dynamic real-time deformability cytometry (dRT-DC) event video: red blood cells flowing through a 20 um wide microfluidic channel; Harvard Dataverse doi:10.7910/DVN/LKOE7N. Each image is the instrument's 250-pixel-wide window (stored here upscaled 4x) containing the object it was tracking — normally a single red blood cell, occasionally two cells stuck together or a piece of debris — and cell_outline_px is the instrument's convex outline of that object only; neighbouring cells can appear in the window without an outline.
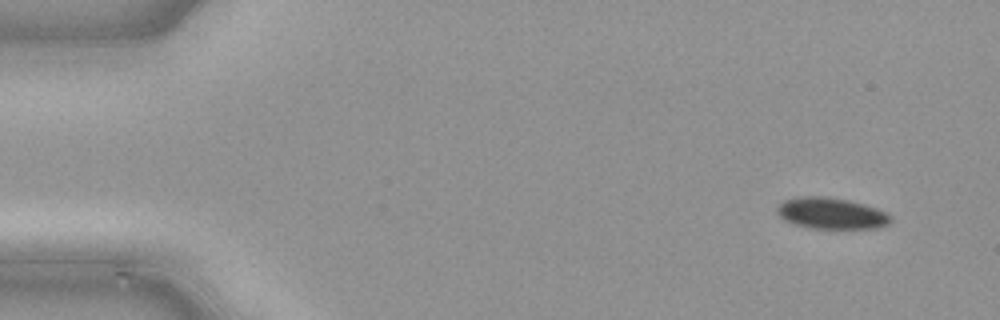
{"species": "common noctule bat (a hibernating species)", "species_latin": "Nyctalus noctula", "temperature_condition": "cold", "stored_images_in_passage": 46, "camera_frame_rate_fps": 3000, "um_per_image_px": 0.085, "animal": {"sex": "male", "body_mass_g": 21.5, "forearm_length_mm": 52.0}, "frame": {"image": 1, "passage_image": 1, "time_ms": 0.0, "image_size_px": [1000, 320], "cell_outline_px": [[892, 220], [888, 224], [876, 228], [812, 228], [792, 224], [784, 220], [776, 212], [776, 208], [784, 200], [800, 196], [824, 196], [848, 200], [864, 204], [888, 212], [892, 216]], "centroid_in_image_um": [70.66, 18.13], "position_along_channel_um": 14.3, "area_um2": 20.81}}
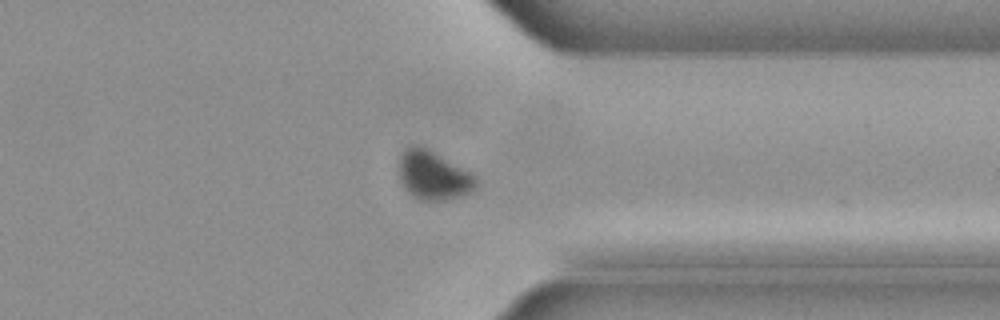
{"frame": {"image": 2, "passage_image": 35, "time_ms": 11.333, "image_size_px": [1000, 320], "cell_outline_px": [[476, 188], [472, 192], [464, 196], [448, 200], [420, 200], [412, 196], [404, 188], [400, 180], [396, 164], [400, 152], [404, 148], [412, 144], [420, 144], [428, 148], [468, 172], [476, 180]], "centroid_in_image_um": [36.74, 14.89], "position_along_channel_um": 374.7, "area_um2": 22.37}}
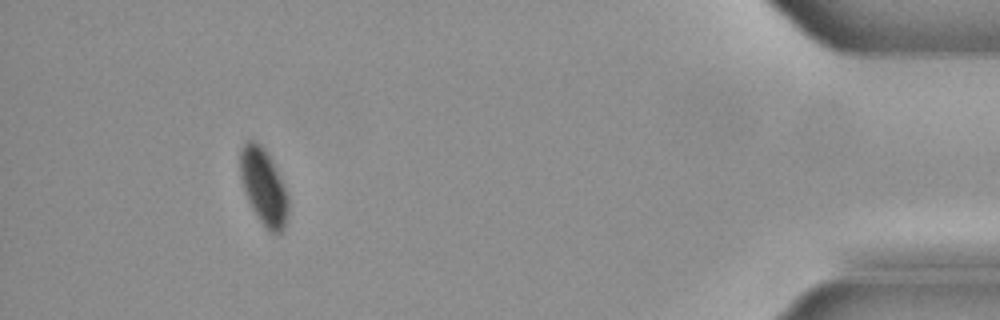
{"frame": {"image": 3, "passage_image": 42, "time_ms": 13.667, "image_size_px": [1000, 320], "cell_outline_px": [[288, 212], [284, 232], [280, 236], [268, 232], [264, 228], [252, 208], [244, 192], [240, 176], [240, 148], [248, 140], [252, 140], [260, 144], [264, 148], [272, 160], [288, 196]], "centroid_in_image_um": [22.41, 15.94], "position_along_channel_um": 412.8, "area_um2": 21.62}}